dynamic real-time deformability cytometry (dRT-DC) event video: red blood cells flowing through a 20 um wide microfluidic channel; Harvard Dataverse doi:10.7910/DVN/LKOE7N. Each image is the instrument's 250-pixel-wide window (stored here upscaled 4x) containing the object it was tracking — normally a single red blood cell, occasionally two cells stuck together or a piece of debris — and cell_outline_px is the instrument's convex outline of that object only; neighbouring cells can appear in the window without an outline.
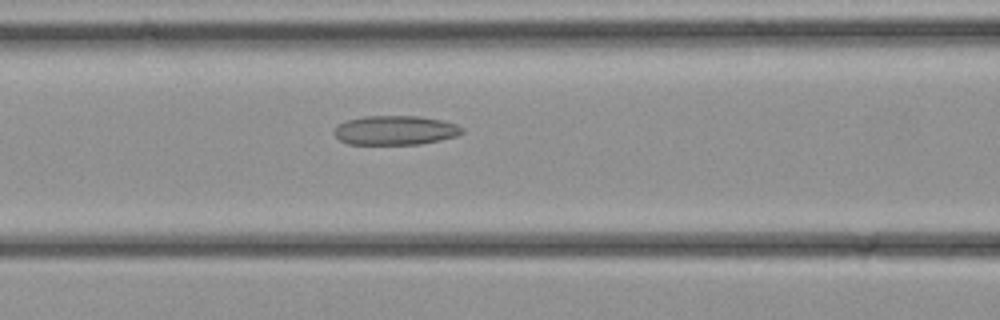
{"species": "common noctule bat (a hibernating species)", "species_latin": "Nyctalus noctula", "temperature_condition": "cold", "stored_images_in_passage": 35, "camera_frame_rate_fps": 3000, "um_per_image_px": 0.085, "animal": {"sex": "female", "body_mass_g": 21.9}, "frame": {"image": 1, "passage_image": 15, "time_ms": 4.667, "image_size_px": [1000, 320], "cell_outline_px": [[464, 132], [456, 136], [440, 140], [420, 144], [348, 144], [340, 140], [332, 132], [340, 124], [348, 120], [364, 116], [420, 116], [440, 120], [456, 124], [464, 128]], "centroid_in_image_um": [33.61, 11.07], "position_along_channel_um": 133.0, "area_um2": 21.73}}
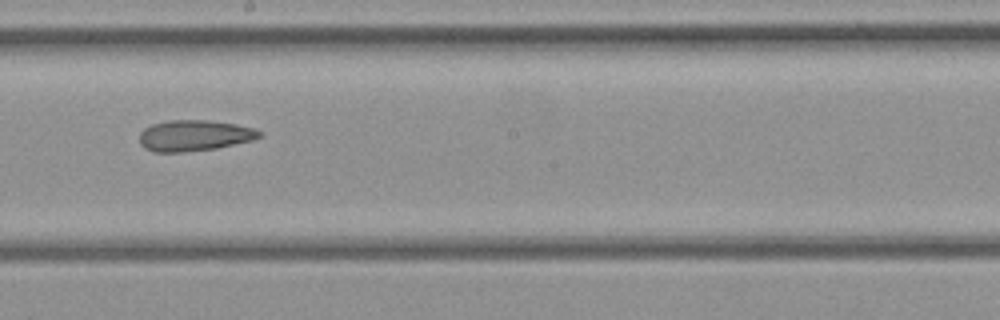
{"frame": {"image": 2, "passage_image": 20, "time_ms": 6.333, "image_size_px": [1000, 320], "cell_outline_px": [[260, 136], [252, 140], [216, 148], [184, 152], [152, 152], [144, 148], [140, 144], [140, 132], [144, 128], [152, 124], [168, 120], [208, 120], [236, 124], [256, 128], [260, 132]], "centroid_in_image_um": [16.48, 11.52], "position_along_channel_um": 231.7, "area_um2": 21.68}}
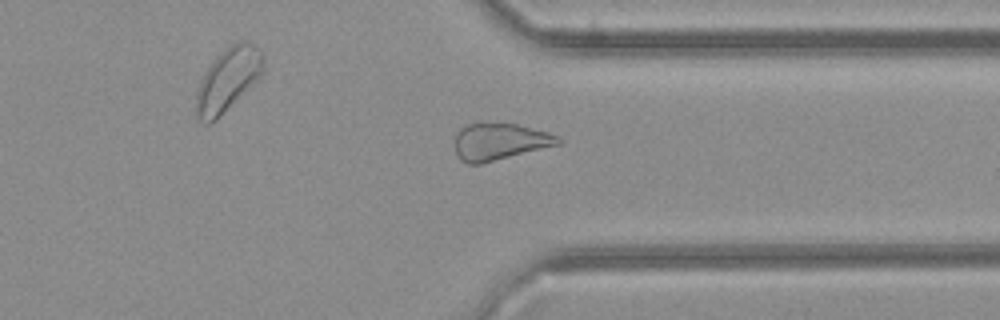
{"frame": {"image": 3, "passage_image": 27, "time_ms": 8.667, "image_size_px": [1000, 320], "cell_outline_px": [[564, 140], [560, 144], [480, 164], [468, 164], [460, 160], [456, 152], [456, 132], [460, 128], [468, 124], [484, 120], [516, 124], [548, 132]], "centroid_in_image_um": [42.44, 12.0], "position_along_channel_um": 369.0, "area_um2": 22.54}}